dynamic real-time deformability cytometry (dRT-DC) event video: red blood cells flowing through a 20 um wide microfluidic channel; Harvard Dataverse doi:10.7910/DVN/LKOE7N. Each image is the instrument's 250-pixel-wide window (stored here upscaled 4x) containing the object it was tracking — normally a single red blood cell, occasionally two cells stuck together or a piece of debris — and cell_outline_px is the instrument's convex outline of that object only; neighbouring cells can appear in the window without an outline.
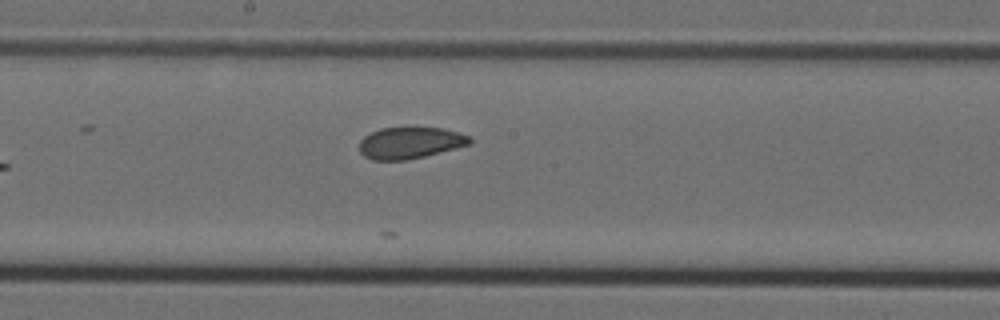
{"species": "Egyptian fruit bat (a non-hibernating species)", "species_latin": "Rousettus aegyptiacus", "temperature_condition": "cold", "stored_images_in_passage": 9, "camera_frame_rate_fps": 3000, "um_per_image_px": 0.085, "animal": {"sex": "female"}, "frame": {"image": 1, "passage_image": 9, "time_ms": 2.667, "image_size_px": [1000, 320], "cell_outline_px": [[472, 140], [468, 144], [424, 156], [404, 160], [372, 160], [364, 156], [360, 152], [360, 140], [364, 136], [380, 128], [444, 128], [468, 136]], "centroid_in_image_um": [34.8, 12.14], "position_along_channel_um": 213.4, "area_um2": 19.88}}